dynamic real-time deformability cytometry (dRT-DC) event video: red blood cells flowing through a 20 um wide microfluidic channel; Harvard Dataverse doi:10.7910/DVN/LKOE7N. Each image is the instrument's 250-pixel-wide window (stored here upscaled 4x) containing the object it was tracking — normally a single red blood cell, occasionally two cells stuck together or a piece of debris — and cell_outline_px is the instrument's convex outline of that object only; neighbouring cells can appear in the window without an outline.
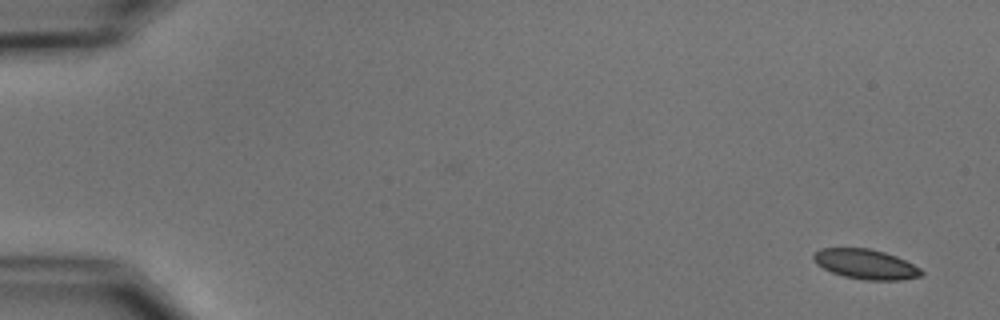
{"species": "common noctule bat (a hibernating species)", "species_latin": "Nyctalus noctula", "temperature_condition": "cold", "stored_images_in_passage": 6, "camera_frame_rate_fps": 3000, "um_per_image_px": 0.085, "animal": {"sex": "male", "body_mass_g": 15.6}, "frame": {"image": 1, "passage_image": 1, "time_ms": 0.0, "image_size_px": [1000, 320], "cell_outline_px": [[924, 276], [900, 280], [864, 280], [844, 276], [832, 272], [816, 264], [812, 256], [820, 248], [868, 248], [884, 252], [896, 256], [920, 268], [924, 272]], "centroid_in_image_um": [73.6, 22.46], "position_along_channel_um": 11.4, "area_um2": 18.73}}
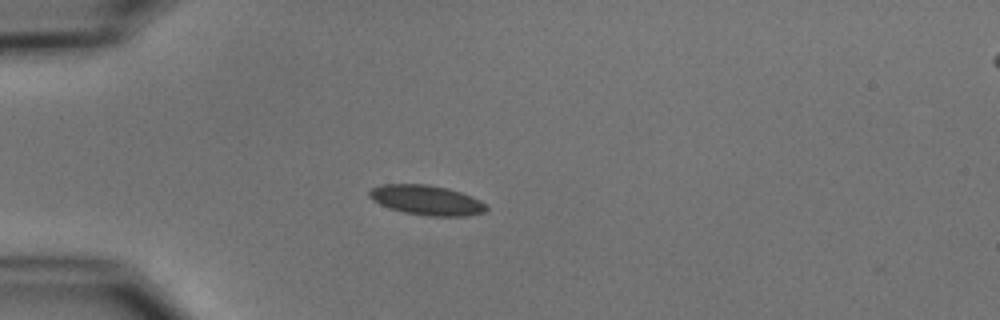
{"frame": {"image": 2, "passage_image": 4, "time_ms": 4.333, "image_size_px": [1000, 320], "cell_outline_px": [[488, 208], [484, 212], [468, 216], [428, 216], [404, 212], [380, 204], [372, 200], [368, 196], [368, 192], [372, 188], [380, 184], [428, 184], [448, 188], [472, 196], [480, 200]], "centroid_in_image_um": [36.26, 17.0], "position_along_channel_um": 48.7, "area_um2": 20.35}}